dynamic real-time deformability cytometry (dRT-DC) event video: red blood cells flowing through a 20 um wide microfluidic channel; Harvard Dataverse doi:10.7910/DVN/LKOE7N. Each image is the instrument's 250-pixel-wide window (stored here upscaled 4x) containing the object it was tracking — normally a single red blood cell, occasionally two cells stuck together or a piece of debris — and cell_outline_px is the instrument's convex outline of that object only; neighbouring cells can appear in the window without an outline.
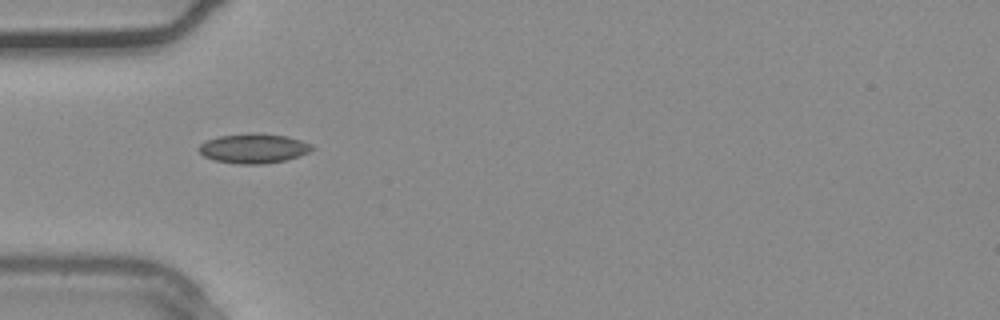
{"species": "common noctule bat (a hibernating species)", "species_latin": "Nyctalus noctula", "temperature_condition": "warm", "stored_images_in_passage": 36, "camera_frame_rate_fps": 3000, "um_per_image_px": 0.085, "animal": {"sex": "male", "body_mass_g": 20.4}, "frame": {"image": 1, "passage_image": 11, "time_ms": 3.333, "image_size_px": [1000, 320], "cell_outline_px": [[316, 148], [308, 152], [284, 160], [260, 164], [236, 164], [216, 160], [204, 156], [196, 148], [204, 140], [220, 136], [252, 132], [288, 136], [312, 144]], "centroid_in_image_um": [21.53, 12.6], "position_along_channel_um": 63.5, "area_um2": 19.54}}